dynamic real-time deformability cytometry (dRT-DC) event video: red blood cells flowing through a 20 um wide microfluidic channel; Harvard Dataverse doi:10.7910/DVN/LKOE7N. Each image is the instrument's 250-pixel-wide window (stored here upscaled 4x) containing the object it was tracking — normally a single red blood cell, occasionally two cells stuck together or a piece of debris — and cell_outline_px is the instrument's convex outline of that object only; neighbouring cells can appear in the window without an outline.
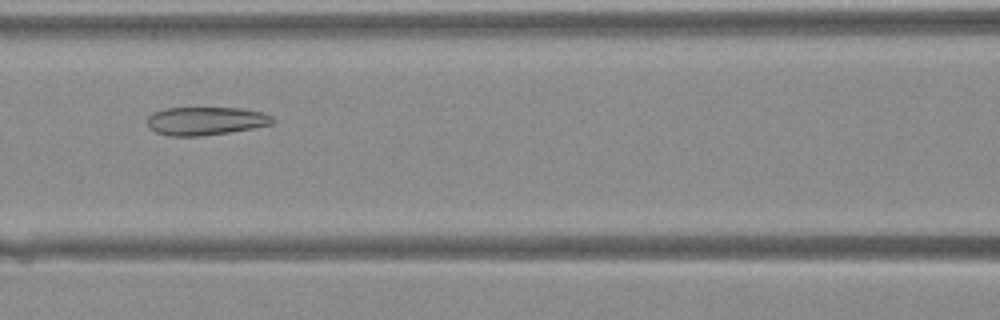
{"species": "Egyptian fruit bat (a non-hibernating species)", "species_latin": "Rousettus aegyptiacus", "temperature_condition": "warm", "stored_images_in_passage": 40, "camera_frame_rate_fps": 3000, "um_per_image_px": 0.085, "animal": {"sex": "female"}, "frame": {"image": 1, "passage_image": 17, "time_ms": 5.333, "image_size_px": [1000, 320], "cell_outline_px": [[276, 120], [272, 124], [252, 128], [228, 132], [200, 136], [172, 136], [156, 132], [148, 124], [148, 116], [152, 112], [164, 108], [240, 108], [260, 112], [272, 116]], "centroid_in_image_um": [17.48, 10.27], "position_along_channel_um": 149.1, "area_um2": 20.46}}
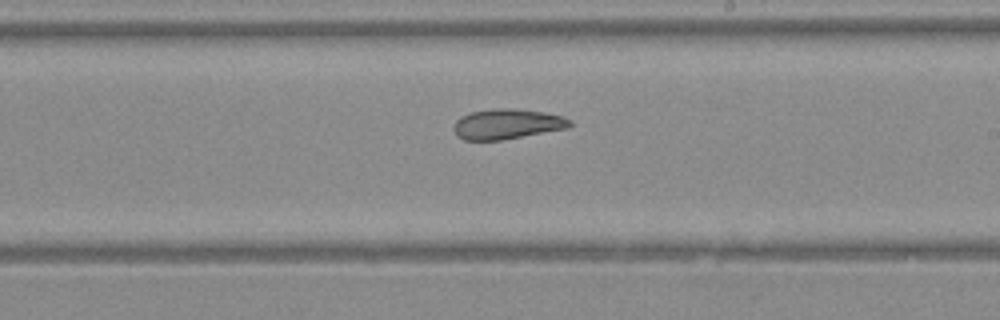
{"frame": {"image": 2, "passage_image": 23, "time_ms": 7.333, "image_size_px": [1000, 320], "cell_outline_px": [[572, 124], [568, 128], [500, 140], [464, 140], [456, 136], [452, 128], [456, 120], [460, 116], [472, 112], [500, 108], [516, 108], [544, 112], [564, 116], [572, 120]], "centroid_in_image_um": [43.1, 10.54], "position_along_channel_um": 245.9, "area_um2": 20.52}}
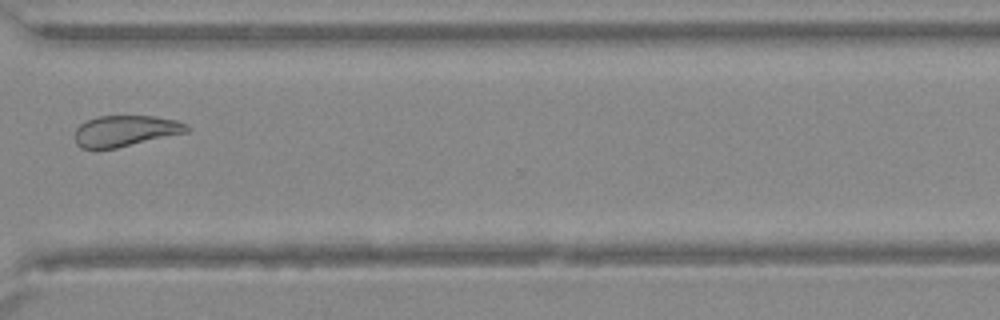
{"frame": {"image": 3, "passage_image": 30, "time_ms": 9.667, "image_size_px": [1000, 320], "cell_outline_px": [[188, 132], [116, 148], [96, 152], [80, 148], [76, 144], [76, 128], [80, 124], [96, 116], [152, 116], [176, 120], [188, 124]], "centroid_in_image_um": [10.6, 11.16], "position_along_channel_um": 360.0, "area_um2": 20.58}}